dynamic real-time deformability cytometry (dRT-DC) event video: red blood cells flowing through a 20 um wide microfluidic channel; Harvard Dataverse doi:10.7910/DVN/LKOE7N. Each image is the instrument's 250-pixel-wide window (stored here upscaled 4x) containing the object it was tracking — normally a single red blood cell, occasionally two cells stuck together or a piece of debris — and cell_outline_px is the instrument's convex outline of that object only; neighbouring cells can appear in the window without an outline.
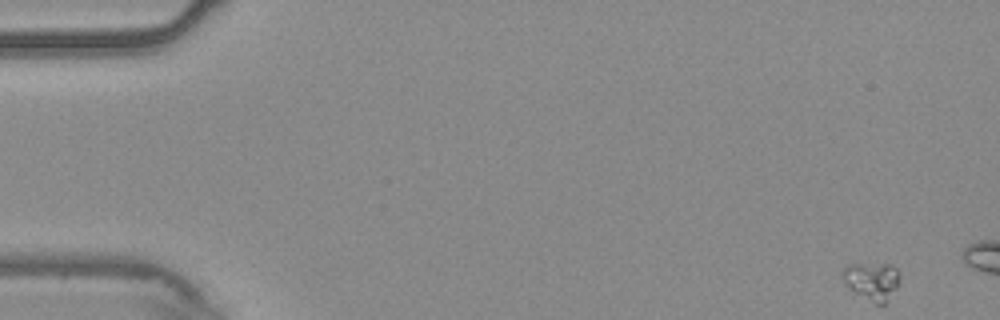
{"species": "common noctule bat (a hibernating species)", "species_latin": "Nyctalus noctula", "temperature_condition": "warm", "stored_images_in_passage": 12, "camera_frame_rate_fps": 3000, "um_per_image_px": 0.085, "animal": {"sex": "male", "body_mass_g": 20.4}, "frame": {"image": 1, "passage_image": 1, "time_ms": 0.0, "image_size_px": [1000, 320], "cell_outline_px": [[900, 284], [888, 300], [884, 304], [876, 304], [848, 288], [840, 276], [840, 272], [848, 264], [892, 264], [900, 272]], "centroid_in_image_um": [74.13, 23.87], "position_along_channel_um": 10.9, "area_um2": 12.89}}